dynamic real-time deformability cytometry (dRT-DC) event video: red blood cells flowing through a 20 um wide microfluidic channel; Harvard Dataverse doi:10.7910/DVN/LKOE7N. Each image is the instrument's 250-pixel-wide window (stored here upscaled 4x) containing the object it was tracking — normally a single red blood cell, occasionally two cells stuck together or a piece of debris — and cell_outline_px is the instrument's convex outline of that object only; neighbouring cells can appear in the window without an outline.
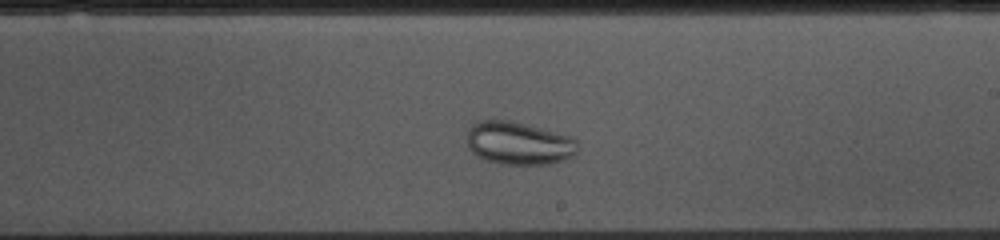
{"species": "common noctule bat (a hibernating species)", "species_latin": "Nyctalus noctula", "temperature_condition": "cold", "stored_images_in_passage": 36, "camera_frame_rate_fps": 3000, "um_per_image_px": 0.085, "animal": {"sex": "female", "body_mass_g": 10.0, "forearm_length_mm": 53.1}, "frame": {"image": 1, "passage_image": 23, "time_ms": 7.333, "image_size_px": [1000, 240], "cell_outline_px": [[576, 152], [572, 156], [564, 160], [548, 164], [500, 164], [484, 160], [476, 156], [468, 148], [468, 128], [476, 120], [512, 120], [572, 136], [576, 140]], "centroid_in_image_um": [44.06, 12.16], "position_along_channel_um": 244.9, "area_um2": 27.98}}
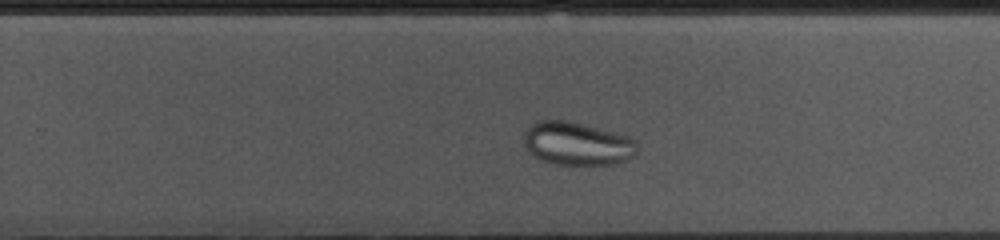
{"frame": {"image": 2, "passage_image": 26, "time_ms": 8.333, "image_size_px": [1000, 240], "cell_outline_px": [[636, 152], [632, 156], [624, 160], [612, 164], [556, 164], [544, 160], [536, 156], [524, 144], [524, 132], [536, 120], [568, 120], [628, 136], [636, 140]], "centroid_in_image_um": [49.05, 12.18], "position_along_channel_um": 280.7, "area_um2": 28.03}}
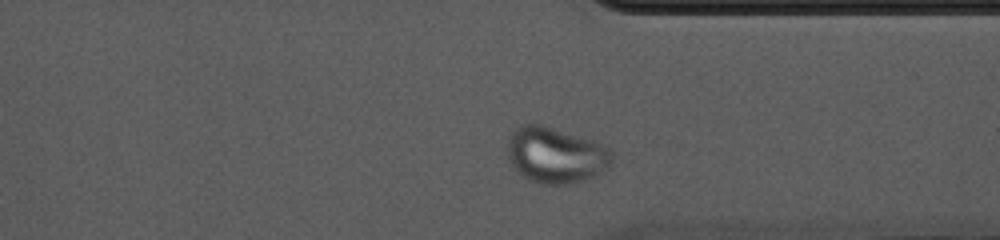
{"frame": {"image": 3, "passage_image": 33, "time_ms": 10.667, "image_size_px": [1000, 240], "cell_outline_px": [[612, 160], [608, 168], [592, 176], [568, 184], [540, 184], [528, 180], [508, 160], [508, 136], [516, 128], [524, 124], [540, 124], [596, 140], [612, 148]], "centroid_in_image_um": [47.25, 13.16], "position_along_channel_um": 364.1, "area_um2": 34.1}}